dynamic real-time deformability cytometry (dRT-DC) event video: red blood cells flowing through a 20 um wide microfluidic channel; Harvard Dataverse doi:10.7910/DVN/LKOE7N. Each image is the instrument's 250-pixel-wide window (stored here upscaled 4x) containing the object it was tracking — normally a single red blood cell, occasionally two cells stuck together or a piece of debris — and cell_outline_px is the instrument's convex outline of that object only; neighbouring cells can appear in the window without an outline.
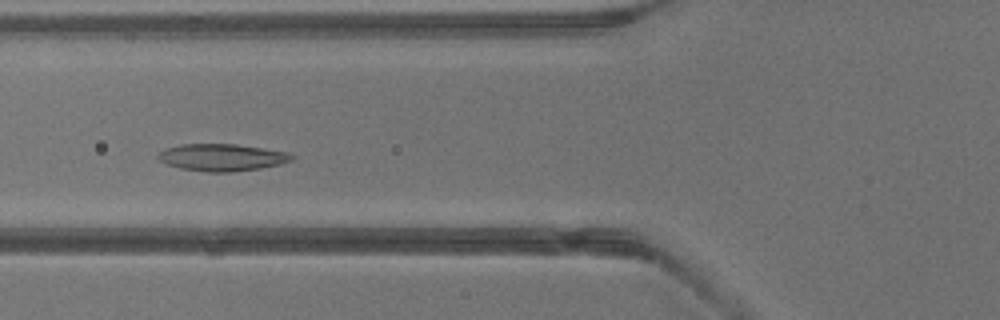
{"species": "common noctule bat (a hibernating species)", "species_latin": "Nyctalus noctula", "temperature_condition": "warm", "stored_images_in_passage": 39, "camera_frame_rate_fps": 3000, "um_per_image_px": 0.085, "animal": {"sex": "male", "body_mass_g": 13.3}, "frame": {"image": 1, "passage_image": 14, "time_ms": 4.333, "image_size_px": [1000, 320], "cell_outline_px": [[296, 156], [292, 160], [280, 164], [260, 168], [232, 172], [208, 172], [180, 168], [168, 164], [160, 160], [156, 156], [164, 148], [180, 144], [236, 144], [288, 152]], "centroid_in_image_um": [18.87, 13.37], "position_along_channel_um": 106.9, "area_um2": 21.1}}
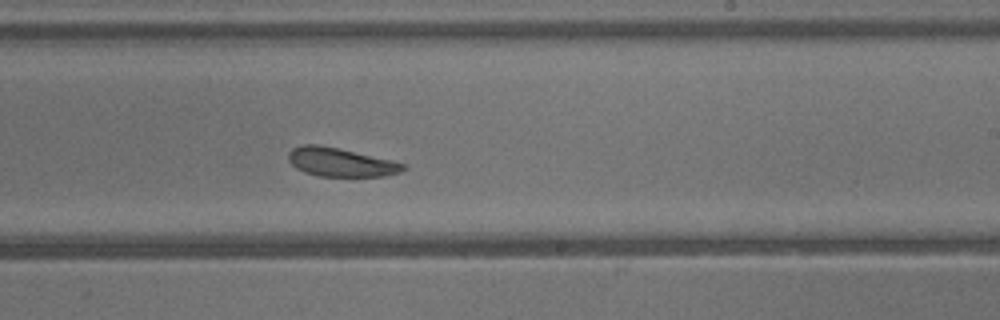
{"frame": {"image": 2, "passage_image": 23, "time_ms": 7.333, "image_size_px": [1000, 320], "cell_outline_px": [[408, 168], [400, 172], [384, 176], [320, 176], [304, 172], [296, 168], [288, 160], [288, 152], [292, 148], [300, 144], [320, 144], [340, 148], [392, 160], [408, 164]], "centroid_in_image_um": [28.96, 13.77], "position_along_channel_um": 260.0, "area_um2": 19.48}}
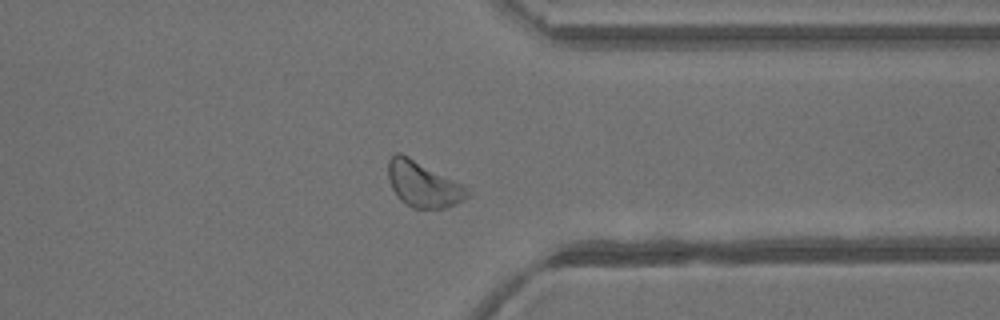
{"frame": {"image": 3, "passage_image": 30, "time_ms": 9.667, "image_size_px": [1000, 320], "cell_outline_px": [[472, 192], [464, 200], [444, 208], [412, 208], [400, 200], [392, 188], [388, 180], [388, 160], [396, 152], [400, 152], [464, 184]], "centroid_in_image_um": [35.98, 15.66], "position_along_channel_um": 375.4, "area_um2": 21.15}}